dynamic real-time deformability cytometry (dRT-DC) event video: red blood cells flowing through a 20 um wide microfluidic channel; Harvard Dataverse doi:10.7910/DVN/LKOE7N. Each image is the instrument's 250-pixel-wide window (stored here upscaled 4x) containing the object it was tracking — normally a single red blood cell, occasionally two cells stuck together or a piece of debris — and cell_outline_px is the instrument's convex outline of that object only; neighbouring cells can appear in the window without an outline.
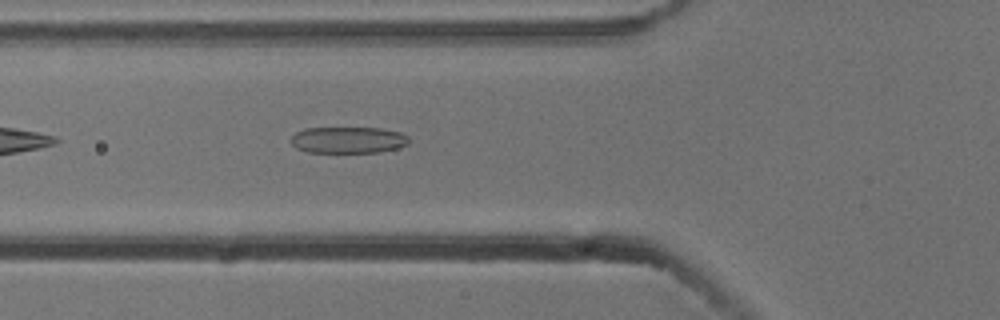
{"species": "common noctule bat (a hibernating species)", "species_latin": "Nyctalus noctula", "temperature_condition": "cold", "stored_images_in_passage": 38, "camera_frame_rate_fps": 3000, "um_per_image_px": 0.085, "animal": {"sex": "male", "body_mass_g": 13.3}, "frame": {"image": 1, "passage_image": 3, "time_ms": 0.667, "image_size_px": [1000, 320], "cell_outline_px": [[408, 144], [396, 148], [376, 152], [308, 152], [296, 148], [292, 144], [292, 136], [296, 132], [304, 128], [380, 128], [400, 132], [408, 136]], "centroid_in_image_um": [29.58, 11.89], "position_along_channel_um": 96.2, "area_um2": 18.03}}
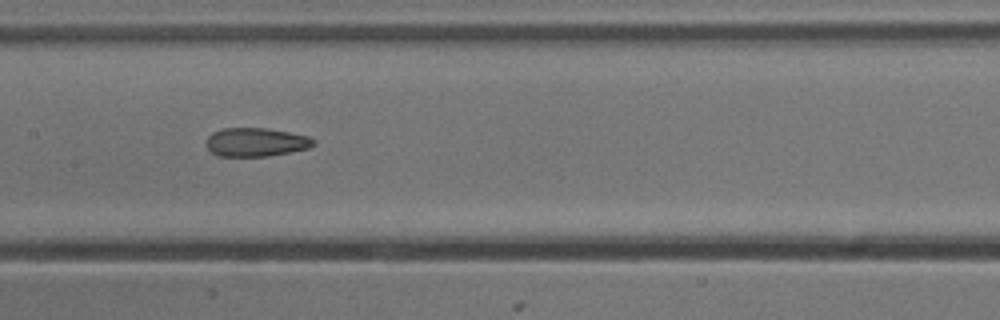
{"frame": {"image": 2, "passage_image": 10, "time_ms": 3.0, "image_size_px": [1000, 320], "cell_outline_px": [[316, 144], [308, 148], [268, 156], [220, 156], [212, 152], [208, 148], [208, 136], [212, 132], [224, 128], [268, 128], [308, 136], [316, 140]], "centroid_in_image_um": [21.78, 12.07], "position_along_channel_um": 185.6, "area_um2": 17.74}}
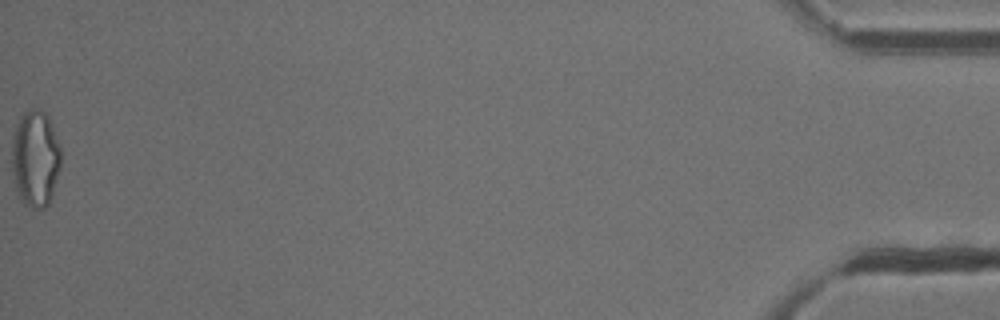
{"frame": {"image": 3, "passage_image": 38, "time_ms": 12.333, "image_size_px": [1000, 320], "cell_outline_px": [[60, 164], [52, 196], [48, 204], [44, 208], [32, 208], [24, 204], [20, 200], [16, 192], [12, 172], [12, 140], [16, 124], [20, 116], [24, 112], [32, 108], [36, 108], [44, 112], [48, 116], [52, 124], [60, 144]], "centroid_in_image_um": [2.99, 13.47], "position_along_channel_um": 432.2, "area_um2": 27.92}, "authors_computed_cell_mechanics": {"area_um2": 19.1029, "velocity_mm_per_s": 3.7834, "shape_relaxation_time_tau1_ms": null, "shape_relaxation_time_tau2_ms": 1.9045, "deformation_change_tau1": null, "deformation_change_tau2": 0.0962}}